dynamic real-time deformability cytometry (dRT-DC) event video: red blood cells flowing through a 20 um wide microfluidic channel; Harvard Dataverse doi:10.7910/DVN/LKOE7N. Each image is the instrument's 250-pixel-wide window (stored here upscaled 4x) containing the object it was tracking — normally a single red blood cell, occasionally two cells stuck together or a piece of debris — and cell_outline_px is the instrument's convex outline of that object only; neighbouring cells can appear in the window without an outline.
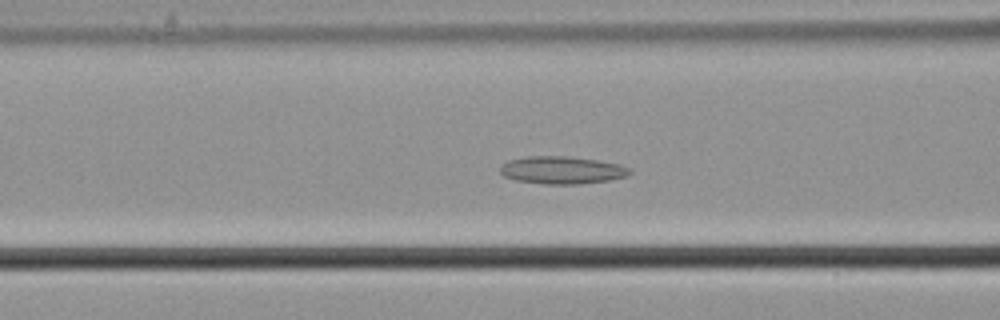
{"species": "common noctule bat (a hibernating species)", "species_latin": "Nyctalus noctula", "temperature_condition": "cold", "stored_images_in_passage": 50, "segment_of_instrument_passage": [1, 2], "camera_frame_rate_fps": 3000, "um_per_image_px": 0.085, "animal": {"sex": "male", "body_mass_g": 21.5, "forearm_length_mm": 52.0}, "frame": {"image": 1, "passage_image": 15, "time_ms": 4.667, "image_size_px": [1000, 320], "cell_outline_px": [[632, 172], [628, 176], [608, 180], [580, 184], [544, 184], [516, 180], [504, 176], [500, 172], [500, 164], [508, 160], [528, 156], [568, 156], [596, 160], [620, 164], [632, 168]], "centroid_in_image_um": [47.78, 14.45], "position_along_channel_um": 118.8, "area_um2": 20.98}}
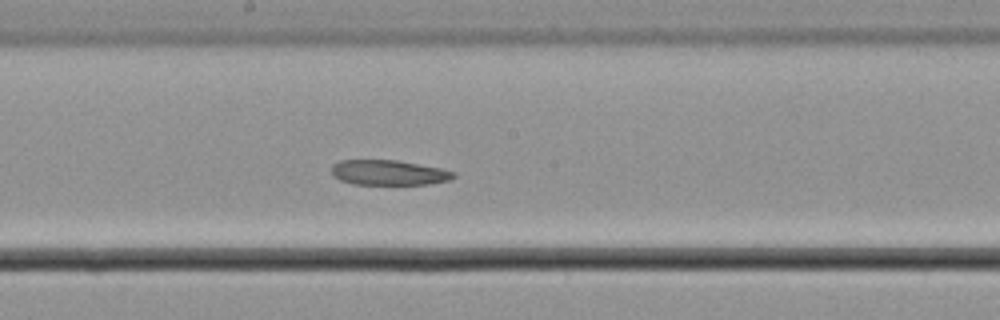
{"frame": {"image": 2, "passage_image": 23, "time_ms": 7.333, "image_size_px": [1000, 320], "cell_outline_px": [[456, 176], [448, 180], [428, 184], [352, 184], [340, 180], [332, 176], [332, 164], [340, 160], [396, 160], [440, 168], [456, 172]], "centroid_in_image_um": [33.01, 14.67], "position_along_channel_um": 215.2, "area_um2": 17.8}}
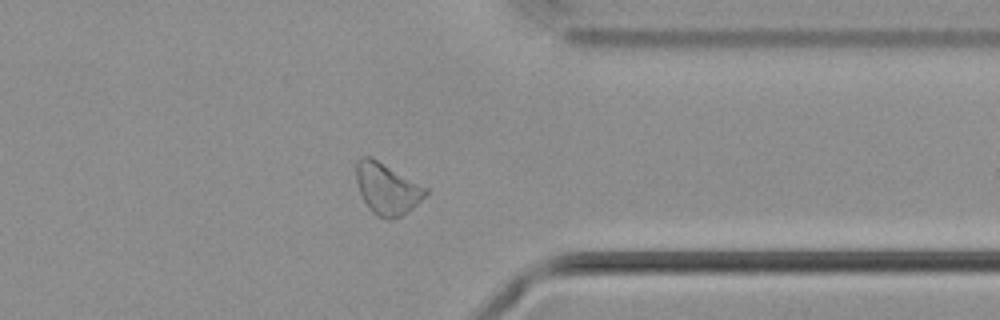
{"frame": {"image": 3, "passage_image": 37, "time_ms": 12.0, "image_size_px": [1000, 320], "cell_outline_px": [[428, 192], [412, 208], [400, 216], [392, 220], [388, 220], [376, 216], [368, 208], [360, 192], [356, 180], [356, 160], [360, 156], [372, 156], [428, 188]], "centroid_in_image_um": [32.87, 16.02], "position_along_channel_um": 378.5, "area_um2": 20.87}}